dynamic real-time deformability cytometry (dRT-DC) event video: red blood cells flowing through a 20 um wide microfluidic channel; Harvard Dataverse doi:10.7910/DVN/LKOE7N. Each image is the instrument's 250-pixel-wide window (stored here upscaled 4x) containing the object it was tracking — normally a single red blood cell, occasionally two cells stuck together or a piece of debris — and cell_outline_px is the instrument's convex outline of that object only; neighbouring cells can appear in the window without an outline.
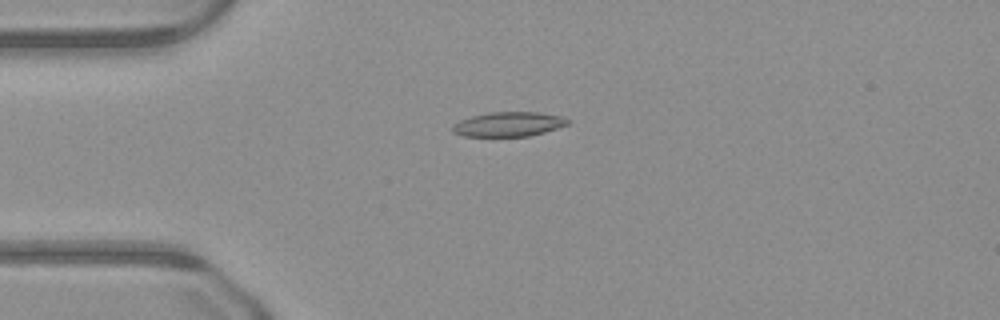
{"species": "common noctule bat (a hibernating species)", "species_latin": "Nyctalus noctula", "temperature_condition": "warm", "stored_images_in_passage": 50, "camera_frame_rate_fps": 3000, "um_per_image_px": 0.085, "animal": {"sex": "male", "body_mass_g": 23.1, "forearm_length_mm": 52.7}, "frame": {"image": 1, "passage_image": 13, "time_ms": 4.0, "image_size_px": [1000, 320], "cell_outline_px": [[568, 124], [544, 132], [528, 136], [464, 136], [452, 132], [452, 124], [460, 120], [472, 116], [488, 112], [536, 112], [560, 116], [568, 120]], "centroid_in_image_um": [43.17, 10.56], "position_along_channel_um": 41.8, "area_um2": 16.3}}
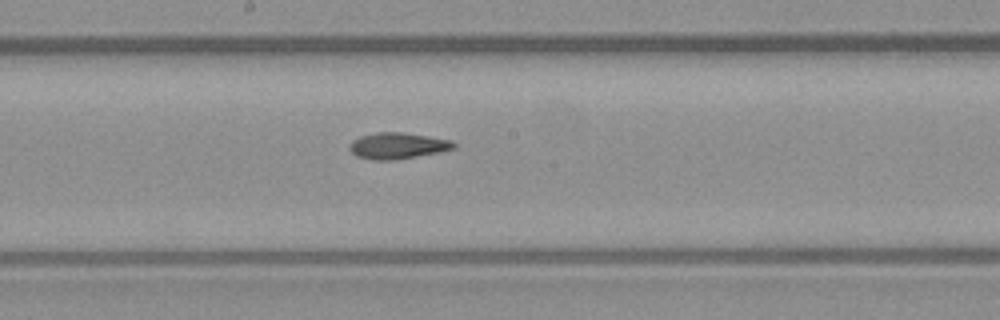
{"frame": {"image": 2, "passage_image": 27, "time_ms": 8.667, "image_size_px": [1000, 320], "cell_outline_px": [[456, 148], [440, 152], [396, 160], [372, 160], [356, 156], [348, 148], [348, 144], [352, 140], [360, 136], [376, 132], [404, 132], [452, 140], [456, 144]], "centroid_in_image_um": [33.79, 12.39], "position_along_channel_um": 214.4, "area_um2": 16.18}}
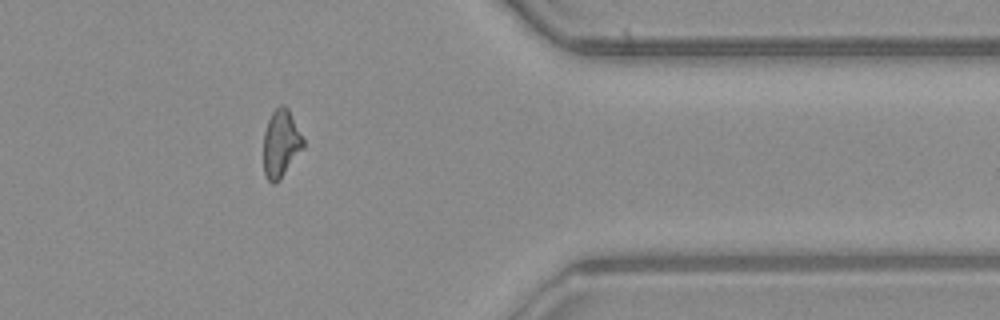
{"frame": {"image": 3, "passage_image": 41, "time_ms": 13.333, "image_size_px": [1000, 320], "cell_outline_px": [[304, 148], [276, 184], [272, 184], [268, 180], [264, 172], [264, 132], [268, 120], [272, 112], [280, 104], [284, 104], [288, 108], [304, 140]], "centroid_in_image_um": [23.88, 12.2], "position_along_channel_um": 387.5, "area_um2": 15.61}}